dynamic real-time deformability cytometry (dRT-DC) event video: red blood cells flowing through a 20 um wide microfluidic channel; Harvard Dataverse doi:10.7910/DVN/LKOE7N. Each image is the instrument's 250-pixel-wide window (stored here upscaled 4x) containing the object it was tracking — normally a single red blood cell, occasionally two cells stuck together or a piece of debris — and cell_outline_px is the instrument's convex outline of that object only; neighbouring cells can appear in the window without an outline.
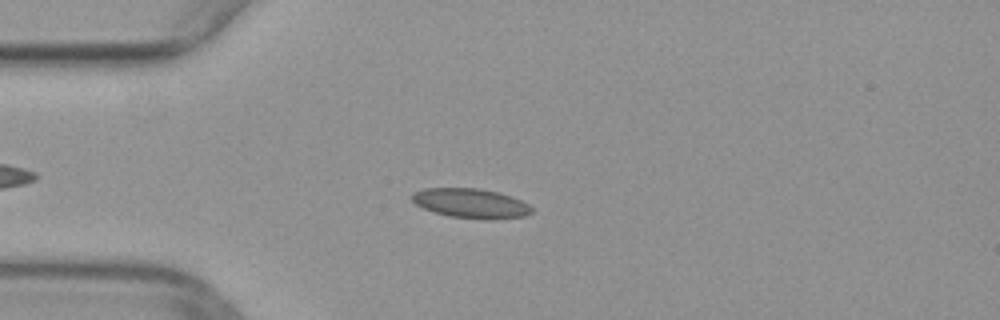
{"species": "common noctule bat (a hibernating species)", "species_latin": "Nyctalus noctula", "temperature_condition": "warm", "stored_images_in_passage": 46, "camera_frame_rate_fps": 3000, "um_per_image_px": 0.085, "animal": {"sex": "female", "body_mass_g": 29.2, "forearm_length_mm": 56.3}, "frame": {"image": 1, "passage_image": 9, "time_ms": 2.667, "image_size_px": [1000, 320], "cell_outline_px": [[532, 212], [524, 216], [488, 220], [448, 216], [432, 212], [416, 204], [412, 200], [412, 192], [424, 188], [480, 188], [500, 192], [512, 196], [528, 204], [532, 208]], "centroid_in_image_um": [40.01, 17.27], "position_along_channel_um": 45.0, "area_um2": 20.81}}
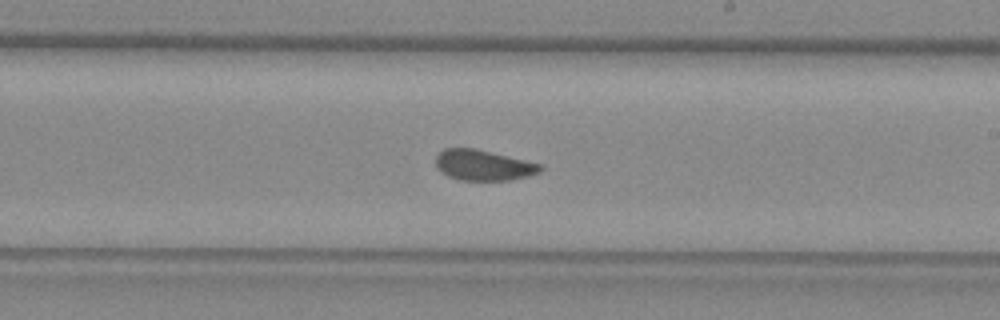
{"frame": {"image": 2, "passage_image": 25, "time_ms": 8.0, "image_size_px": [1000, 320], "cell_outline_px": [[544, 168], [540, 172], [528, 176], [512, 180], [460, 180], [448, 176], [436, 168], [436, 156], [444, 148], [476, 148], [540, 164]], "centroid_in_image_um": [41.07, 14.04], "position_along_channel_um": 247.9, "area_um2": 18.61}}
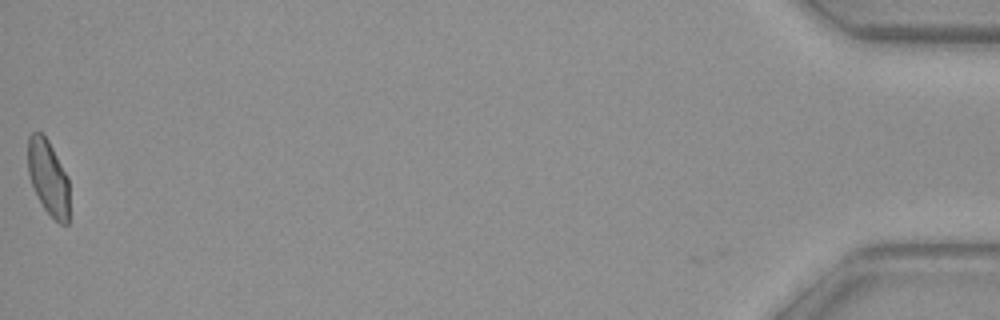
{"frame": {"image": 3, "passage_image": 46, "time_ms": 15.0, "image_size_px": [1000, 320], "cell_outline_px": [[68, 224], [60, 224], [44, 208], [32, 184], [28, 172], [28, 136], [32, 132], [40, 132], [48, 140], [68, 176]], "centroid_in_image_um": [4.1, 15.06], "position_along_channel_um": 431.1, "area_um2": 17.86}}